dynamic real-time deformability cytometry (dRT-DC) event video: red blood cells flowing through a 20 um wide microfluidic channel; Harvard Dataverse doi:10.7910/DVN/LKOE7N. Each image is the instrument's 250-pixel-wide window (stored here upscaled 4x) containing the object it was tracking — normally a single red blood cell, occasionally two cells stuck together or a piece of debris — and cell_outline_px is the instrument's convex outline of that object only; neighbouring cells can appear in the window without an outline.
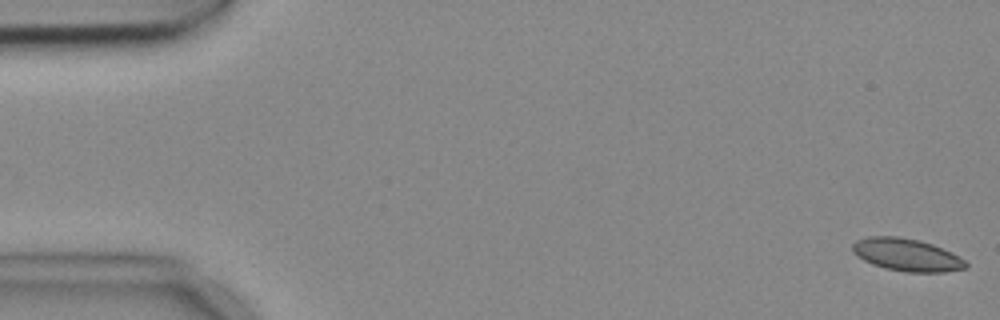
{"species": "common noctule bat (a hibernating species)", "species_latin": "Nyctalus noctula", "temperature_condition": "cold", "stored_images_in_passage": 5, "camera_frame_rate_fps": 3000, "um_per_image_px": 0.085, "animal": {"sex": "female", "body_mass_g": 18.4}, "frame": {"image": 1, "passage_image": 1, "time_ms": 0.0, "image_size_px": [1000, 320], "cell_outline_px": [[968, 268], [944, 272], [904, 272], [884, 268], [872, 264], [856, 256], [852, 252], [852, 244], [856, 240], [868, 236], [896, 236], [920, 240], [932, 244], [952, 252], [964, 260], [968, 264]], "centroid_in_image_um": [77.06, 21.66], "position_along_channel_um": 7.9, "area_um2": 21.68}}